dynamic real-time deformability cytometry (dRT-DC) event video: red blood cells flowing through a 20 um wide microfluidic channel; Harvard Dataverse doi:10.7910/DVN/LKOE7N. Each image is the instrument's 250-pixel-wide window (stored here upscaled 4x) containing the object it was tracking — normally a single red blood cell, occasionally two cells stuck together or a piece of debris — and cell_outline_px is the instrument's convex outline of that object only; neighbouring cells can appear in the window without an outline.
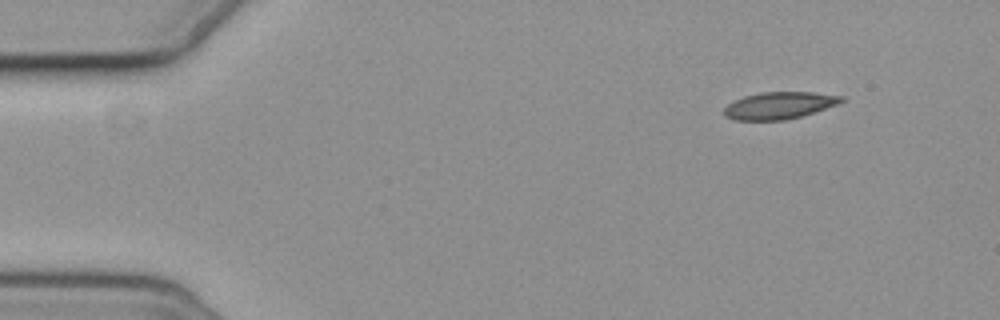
{"species": "common noctule bat (a hibernating species)", "species_latin": "Nyctalus noctula", "temperature_condition": "cold", "stored_images_in_passage": 8, "camera_frame_rate_fps": 3000, "um_per_image_px": 0.085, "animal": {"sex": "female", "body_mass_g": 19.3, "forearm_length_mm": 54.1}, "frame": {"image": 1, "passage_image": 1, "time_ms": 0.0, "image_size_px": [1000, 320], "cell_outline_px": [[844, 100], [836, 104], [800, 116], [784, 120], [732, 120], [724, 116], [724, 108], [732, 100], [744, 96], [760, 92], [812, 92], [844, 96]], "centroid_in_image_um": [66.16, 8.96], "position_along_channel_um": 18.8, "area_um2": 18.38}}
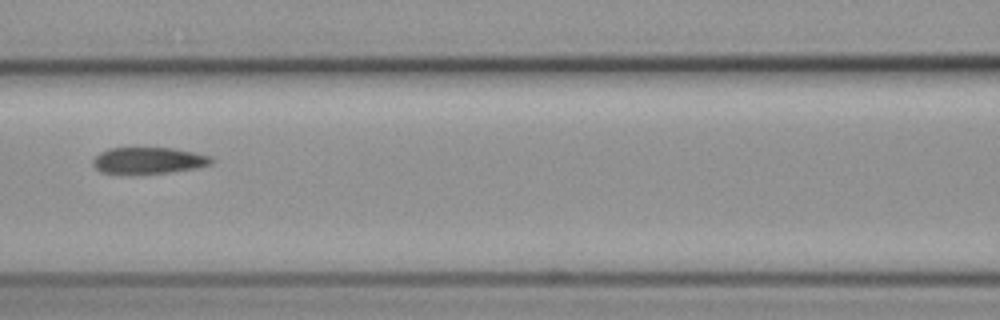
{"frame": {"image": 2, "passage_image": 6, "time_ms": 6.333, "image_size_px": [1000, 320], "cell_outline_px": [[216, 160], [212, 164], [200, 168], [168, 172], [132, 176], [100, 172], [92, 164], [92, 160], [100, 152], [108, 148], [172, 148], [212, 156]], "centroid_in_image_um": [12.63, 13.68], "position_along_channel_um": 154.0, "area_um2": 18.96}}
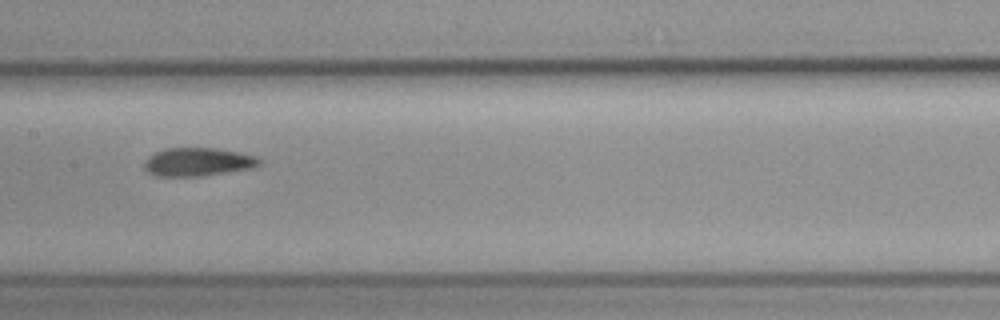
{"frame": {"image": 3, "passage_image": 7, "time_ms": 7.333, "image_size_px": [1000, 320], "cell_outline_px": [[260, 164], [252, 168], [200, 176], [156, 176], [148, 172], [144, 168], [144, 164], [148, 156], [164, 148], [216, 148], [240, 152], [256, 156], [260, 160]], "centroid_in_image_um": [16.8, 13.76], "position_along_channel_um": 190.6, "area_um2": 18.96}}